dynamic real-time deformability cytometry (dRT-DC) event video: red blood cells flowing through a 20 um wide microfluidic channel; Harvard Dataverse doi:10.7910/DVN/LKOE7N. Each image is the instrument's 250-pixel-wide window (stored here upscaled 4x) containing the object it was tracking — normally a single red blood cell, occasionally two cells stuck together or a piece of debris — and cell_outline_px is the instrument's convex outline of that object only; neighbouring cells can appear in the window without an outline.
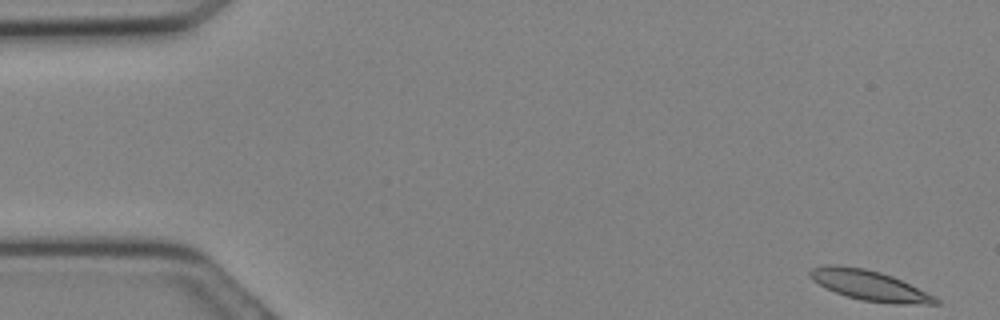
{"species": "Egyptian fruit bat (a non-hibernating species)", "species_latin": "Rousettus aegyptiacus", "temperature_condition": "cold", "stored_images_in_passage": 30, "camera_frame_rate_fps": 3000, "um_per_image_px": 0.085, "animal": {"sex": "female"}, "frame": {"image": 1, "passage_image": 1, "time_ms": 0.0, "image_size_px": [1000, 320], "cell_outline_px": [[940, 304], [896, 304], [860, 300], [836, 292], [812, 280], [808, 276], [808, 272], [812, 268], [824, 264], [836, 264], [864, 268], [880, 272], [892, 276], [936, 296], [940, 300]], "centroid_in_image_um": [73.91, 24.25], "position_along_channel_um": 11.1, "area_um2": 22.08}}
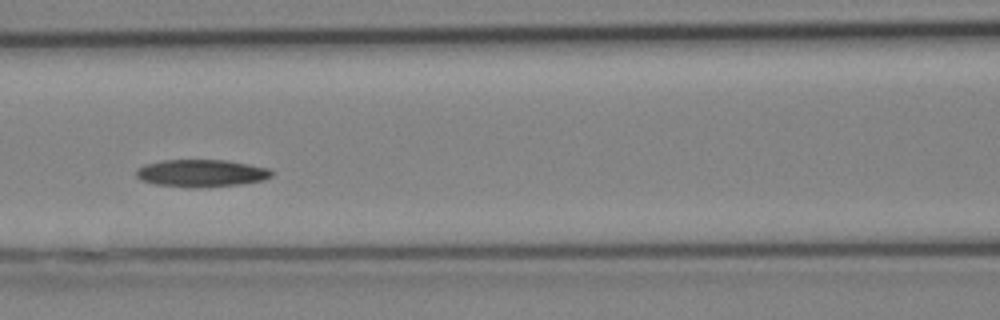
{"frame": {"image": 2, "passage_image": 13, "time_ms": 4.0, "image_size_px": [1000, 320], "cell_outline_px": [[272, 176], [264, 180], [240, 184], [196, 188], [188, 188], [156, 184], [140, 180], [136, 176], [136, 168], [144, 164], [164, 160], [228, 160], [268, 168], [272, 172]], "centroid_in_image_um": [17.08, 14.72], "position_along_channel_um": 149.5, "area_um2": 21.73}}
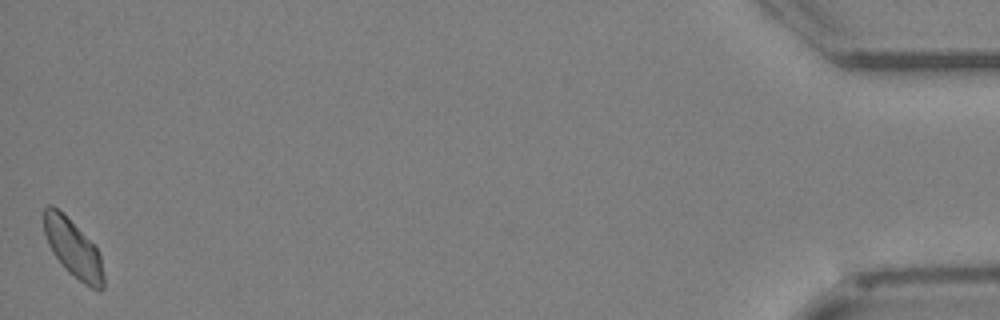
{"frame": {"image": 3, "passage_image": 30, "time_ms": 9.667, "image_size_px": [1000, 320], "cell_outline_px": [[104, 288], [100, 292], [84, 284], [68, 272], [64, 268], [52, 252], [48, 244], [44, 232], [44, 208], [48, 204], [52, 204], [100, 252], [104, 276]], "centroid_in_image_um": [6.22, 21.19], "position_along_channel_um": 429.0, "area_um2": 19.65}}